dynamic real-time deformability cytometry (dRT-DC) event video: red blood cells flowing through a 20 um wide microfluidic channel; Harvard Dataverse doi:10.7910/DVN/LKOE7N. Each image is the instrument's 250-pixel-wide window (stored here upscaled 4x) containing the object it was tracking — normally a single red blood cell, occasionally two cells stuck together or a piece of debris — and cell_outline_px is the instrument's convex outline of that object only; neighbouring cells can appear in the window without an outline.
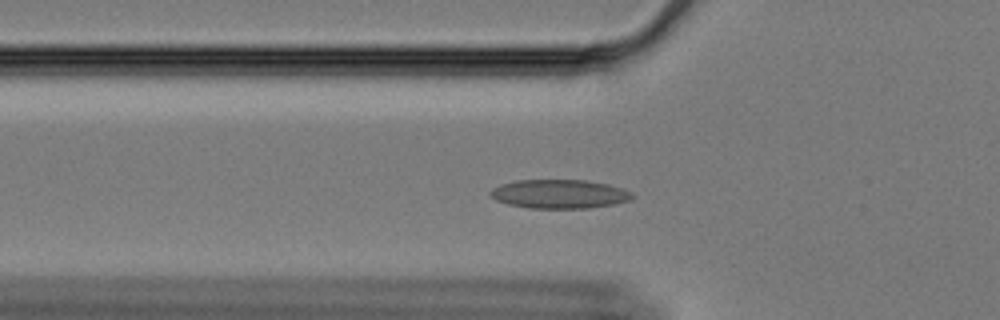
{"species": "Egyptian fruit bat (a non-hibernating species)", "species_latin": "Rousettus aegyptiacus", "temperature_condition": "cold", "stored_images_in_passage": 47, "camera_frame_rate_fps": 3000, "um_per_image_px": 0.085, "animal": {"sex": "female"}, "frame": {"image": 1, "passage_image": 7, "time_ms": 2.0, "image_size_px": [1000, 320], "cell_outline_px": [[636, 196], [632, 200], [616, 204], [588, 208], [528, 208], [508, 204], [496, 200], [488, 192], [492, 188], [500, 184], [516, 180], [584, 180], [608, 184], [632, 192]], "centroid_in_image_um": [47.57, 16.49], "position_along_channel_um": 78.2, "area_um2": 24.04}}
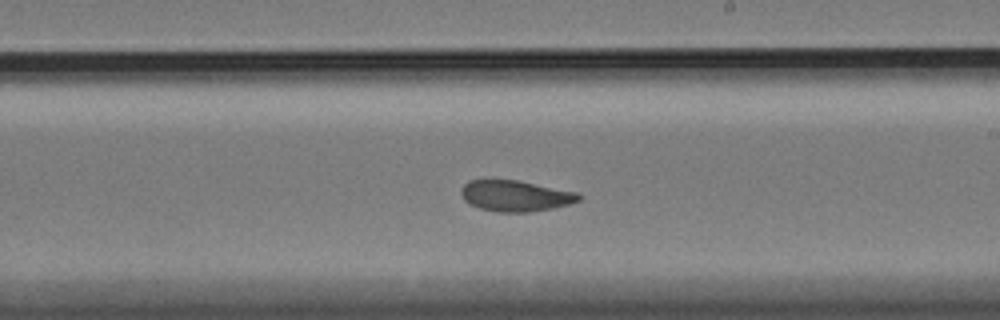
{"frame": {"image": 2, "passage_image": 22, "time_ms": 7.0, "image_size_px": [1000, 320], "cell_outline_px": [[584, 196], [580, 200], [568, 204], [552, 208], [532, 212], [496, 212], [480, 208], [468, 204], [464, 200], [460, 192], [460, 188], [468, 180], [516, 180], [580, 192]], "centroid_in_image_um": [43.82, 16.65], "position_along_channel_um": 245.2, "area_um2": 21.5}}
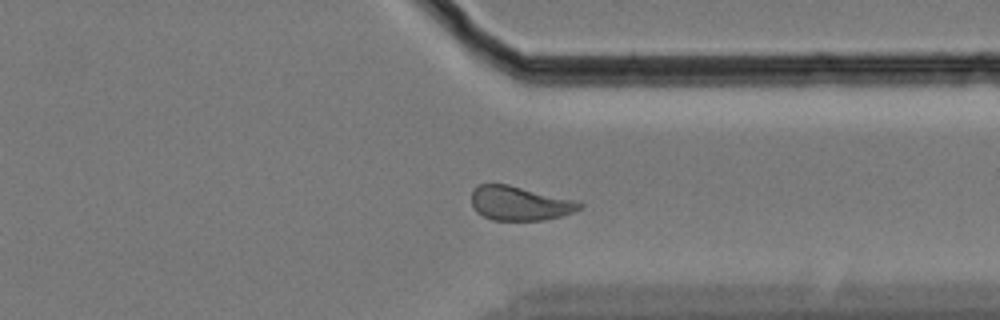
{"frame": {"image": 3, "passage_image": 33, "time_ms": 10.667, "image_size_px": [1000, 320], "cell_outline_px": [[584, 204], [580, 208], [572, 212], [560, 216], [544, 220], [492, 220], [476, 212], [472, 204], [472, 188], [480, 184], [508, 184], [572, 200]], "centroid_in_image_um": [44.11, 17.28], "position_along_channel_um": 367.3, "area_um2": 21.21}, "authors_computed_cell_mechanics": {"area_um2": 22.1374, "velocity_mm_per_s": 3.3277, "shape_relaxation_time_tau1_ms": 6.1295, "shape_relaxation_time_tau2_ms": 2.1591, "deformation_change_tau1": 0.1251, "deformation_change_tau2": 0.0774}}